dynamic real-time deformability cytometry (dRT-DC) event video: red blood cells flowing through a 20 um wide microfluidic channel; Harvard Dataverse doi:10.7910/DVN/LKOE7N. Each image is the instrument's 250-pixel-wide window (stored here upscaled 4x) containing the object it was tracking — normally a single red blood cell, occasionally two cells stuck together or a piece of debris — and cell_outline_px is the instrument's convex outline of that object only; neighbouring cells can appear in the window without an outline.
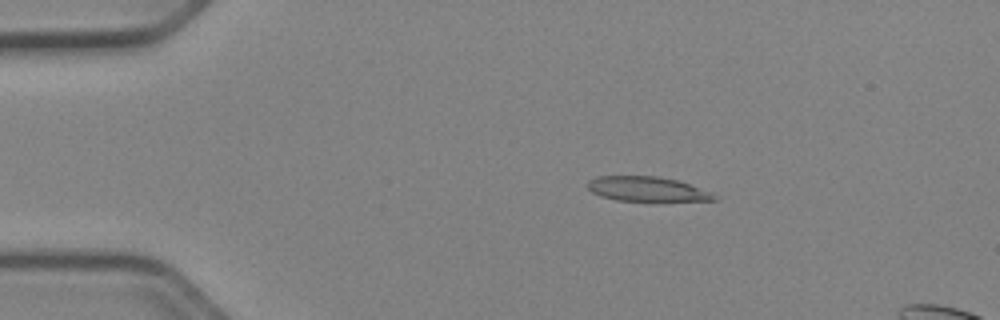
{"species": "Egyptian fruit bat (a non-hibernating species)", "species_latin": "Rousettus aegyptiacus", "temperature_condition": "cold", "stored_images_in_passage": 53, "segment_of_instrument_passage": [1, 2], "camera_frame_rate_fps": 3000, "um_per_image_px": 0.085, "animal": {"sex": "female"}, "frame": {"image": 1, "passage_image": 10, "time_ms": 3.0, "image_size_px": [1000, 320], "cell_outline_px": [[720, 200], [616, 200], [600, 196], [592, 192], [588, 188], [588, 180], [596, 176], [660, 176], [680, 180], [712, 192]], "centroid_in_image_um": [55.01, 16.04], "position_along_channel_um": 30.0, "area_um2": 18.15}}
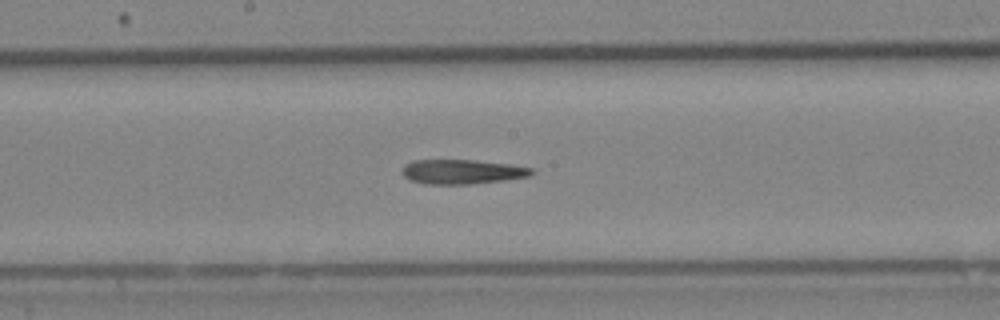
{"frame": {"image": 2, "passage_image": 28, "time_ms": 9.0, "image_size_px": [1000, 320], "cell_outline_px": [[536, 172], [528, 176], [504, 180], [468, 184], [424, 184], [408, 180], [400, 172], [404, 164], [412, 160], [472, 160], [508, 164], [532, 168]], "centroid_in_image_um": [39.21, 14.6], "position_along_channel_um": 209.0, "area_um2": 18.55}}
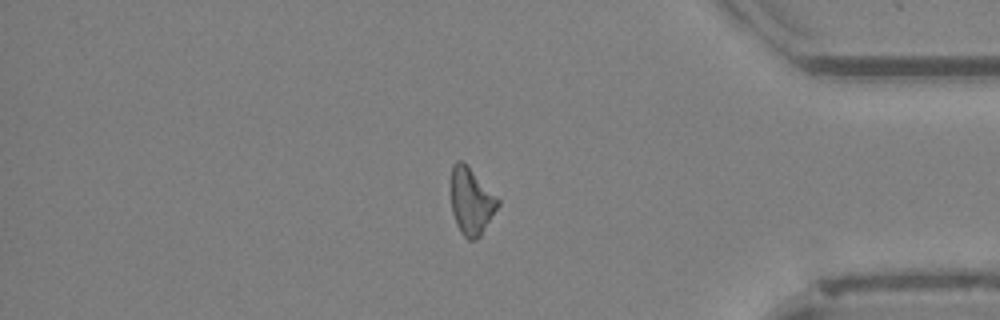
{"frame": {"image": 3, "passage_image": 44, "time_ms": 14.333, "image_size_px": [1000, 320], "cell_outline_px": [[500, 204], [480, 236], [476, 240], [468, 240], [460, 232], [456, 224], [452, 212], [452, 164], [456, 160], [460, 160], [500, 200]], "centroid_in_image_um": [40.05, 17.17], "position_along_channel_um": 395.1, "area_um2": 17.74}}